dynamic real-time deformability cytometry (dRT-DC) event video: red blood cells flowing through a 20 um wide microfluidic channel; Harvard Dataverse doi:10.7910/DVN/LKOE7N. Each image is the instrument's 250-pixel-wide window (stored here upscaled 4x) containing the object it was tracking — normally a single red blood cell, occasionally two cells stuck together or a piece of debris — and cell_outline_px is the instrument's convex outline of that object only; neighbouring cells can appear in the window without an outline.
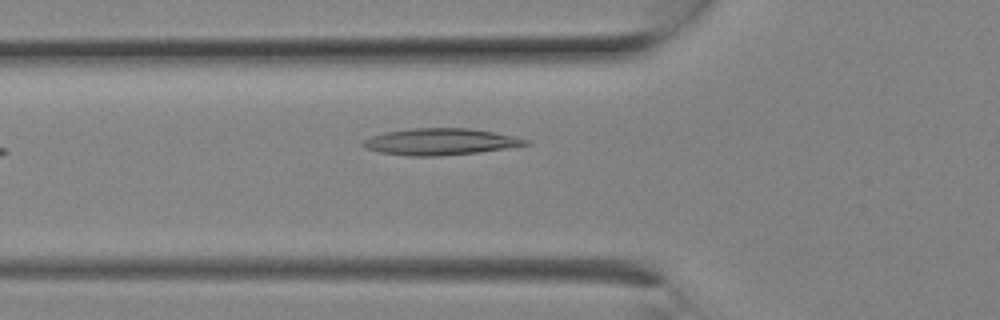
{"species": "Egyptian fruit bat (a non-hibernating species)", "species_latin": "Rousettus aegyptiacus", "temperature_condition": "room temperature", "stored_images_in_passage": 2, "camera_frame_rate_fps": 3000, "um_per_image_px": 0.085, "animal": {"sex": "female"}, "frame": {"image": 1, "passage_image": 2, "time_ms": 0.333, "image_size_px": [1000, 320], "cell_outline_px": [[532, 144], [480, 152], [440, 156], [408, 156], [380, 152], [364, 148], [360, 144], [364, 140], [372, 136], [388, 132], [412, 128], [468, 128], [492, 132], [532, 140]], "centroid_in_image_um": [37.45, 12.05], "position_along_channel_um": 88.4, "area_um2": 25.14}}